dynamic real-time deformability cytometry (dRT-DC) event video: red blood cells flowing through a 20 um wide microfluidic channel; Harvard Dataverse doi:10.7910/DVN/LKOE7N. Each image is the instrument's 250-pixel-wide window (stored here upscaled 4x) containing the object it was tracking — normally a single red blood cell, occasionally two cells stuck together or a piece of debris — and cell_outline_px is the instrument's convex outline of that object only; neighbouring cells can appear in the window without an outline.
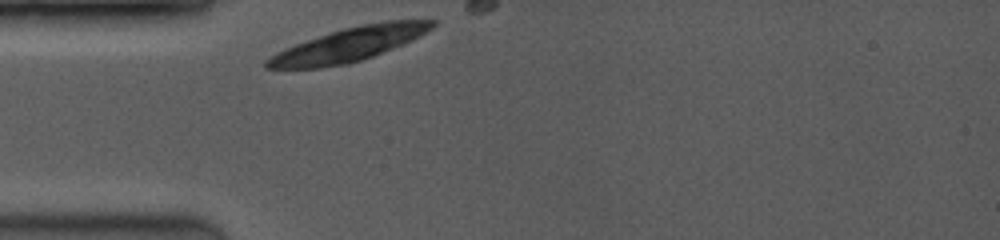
{"species": "common noctule bat (a hibernating species)", "species_latin": "Nyctalus noctula", "temperature_condition": "room temperature", "stored_images_in_passage": 2, "camera_frame_rate_fps": 3500, "um_per_image_px": 0.085, "animal": {"sex": "female", "body_mass_g": 19.0, "forearm_length_mm": 53.3}, "frame": {"image": 1, "passage_image": 1, "time_ms": 0.0, "image_size_px": [1000, 240], "cell_outline_px": [[436, 24], [432, 28], [420, 36], [392, 48], [372, 56], [360, 60], [344, 64], [320, 68], [264, 68], [264, 60], [276, 52], [284, 48], [344, 28], [364, 24], [388, 20], [436, 20]], "centroid_in_image_um": [29.64, 3.78], "position_along_channel_um": 55.4, "area_um2": 31.96}}